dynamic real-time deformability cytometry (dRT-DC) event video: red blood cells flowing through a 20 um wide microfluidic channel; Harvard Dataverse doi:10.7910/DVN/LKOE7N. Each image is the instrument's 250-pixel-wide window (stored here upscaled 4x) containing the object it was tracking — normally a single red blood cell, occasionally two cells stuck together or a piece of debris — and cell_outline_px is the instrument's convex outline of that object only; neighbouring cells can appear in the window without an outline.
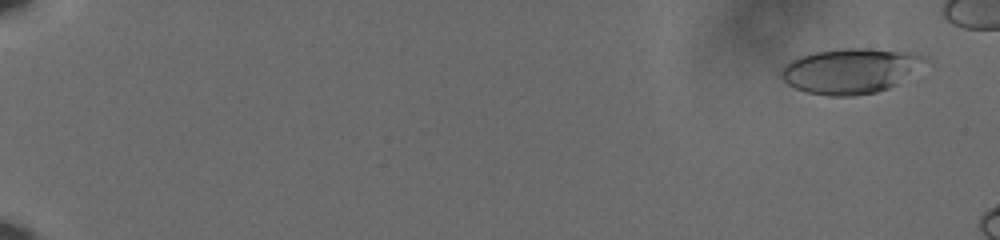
{"species": "human", "species_latin": "Homo sapiens", "temperature_condition": "cold", "stored_images_in_passage": 18, "camera_frame_rate_fps": 3000, "um_per_image_px": 0.085, "donor": {"sex": "male"}, "frame": {"image": 1, "passage_image": 3, "time_ms": 0.667, "image_size_px": [1000, 240], "cell_outline_px": [[928, 60], [896, 84], [888, 88], [876, 92], [852, 96], [828, 96], [804, 92], [788, 84], [784, 80], [780, 72], [784, 64], [800, 56], [816, 52], [844, 48], [868, 48], [920, 52], [928, 56]], "centroid_in_image_um": [72.3, 6.01], "position_along_channel_um": 12.7, "area_um2": 37.92}}